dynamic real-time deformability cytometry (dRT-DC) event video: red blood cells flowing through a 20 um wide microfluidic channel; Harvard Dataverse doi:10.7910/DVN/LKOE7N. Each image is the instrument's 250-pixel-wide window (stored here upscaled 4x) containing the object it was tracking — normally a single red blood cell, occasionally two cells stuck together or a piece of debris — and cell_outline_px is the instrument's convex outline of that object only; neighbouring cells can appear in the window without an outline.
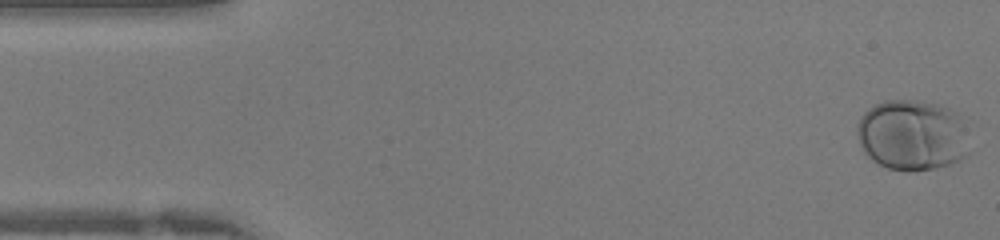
{"species": "human", "species_latin": "Homo sapiens", "temperature_condition": "warm", "stored_images_in_passage": 42, "camera_frame_rate_fps": 3000, "um_per_image_px": 0.085, "donor": {"sex": "female"}, "frame": {"image": 1, "passage_image": 1, "time_ms": 0.0, "image_size_px": [1000, 240], "cell_outline_px": [[968, 152], [960, 160], [952, 164], [936, 168], [908, 172], [888, 168], [872, 160], [864, 152], [860, 144], [856, 132], [856, 124], [864, 112], [868, 108], [884, 100], [916, 100], [940, 104], [956, 112], [960, 116]], "centroid_in_image_um": [77.49, 11.48], "position_along_channel_um": 7.5, "area_um2": 46.41}}
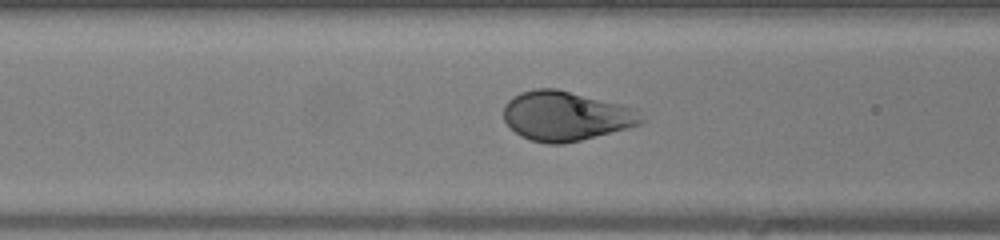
{"frame": {"image": 2, "passage_image": 16, "time_ms": 5.0, "image_size_px": [1000, 240], "cell_outline_px": [[644, 120], [640, 124], [628, 128], [564, 144], [548, 144], [532, 140], [520, 136], [504, 120], [504, 104], [512, 96], [520, 92], [536, 88], [556, 88], [636, 108]], "centroid_in_image_um": [48.07, 9.85], "position_along_channel_um": 118.5, "area_um2": 39.59}}
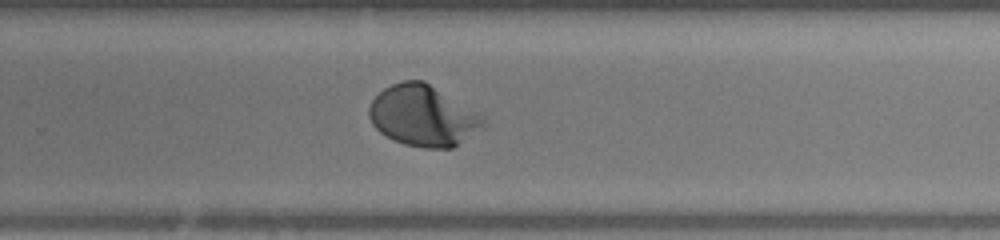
{"frame": {"image": 3, "passage_image": 27, "time_ms": 8.667, "image_size_px": [1000, 240], "cell_outline_px": [[488, 124], [452, 148], [424, 148], [404, 144], [392, 140], [380, 132], [372, 124], [368, 116], [368, 108], [372, 100], [384, 88], [392, 84], [404, 80], [424, 80], [484, 116]], "centroid_in_image_um": [35.95, 9.84], "position_along_channel_um": 293.8, "area_um2": 40.63}}